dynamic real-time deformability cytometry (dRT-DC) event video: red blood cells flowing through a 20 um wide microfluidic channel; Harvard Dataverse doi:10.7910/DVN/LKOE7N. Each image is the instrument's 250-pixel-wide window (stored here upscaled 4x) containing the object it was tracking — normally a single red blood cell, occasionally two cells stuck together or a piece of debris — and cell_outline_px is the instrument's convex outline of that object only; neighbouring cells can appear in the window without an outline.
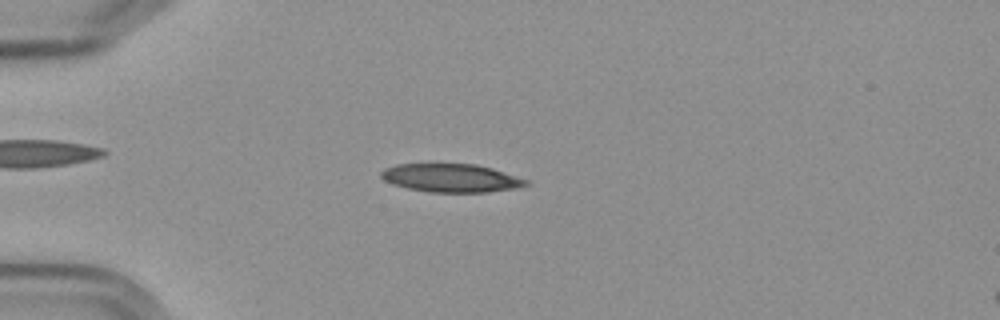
{"species": "Egyptian fruit bat (a non-hibernating species)", "species_latin": "Rousettus aegyptiacus", "temperature_condition": "cold", "stored_images_in_passage": 56, "camera_frame_rate_fps": 3000, "um_per_image_px": 0.085, "frame": {"image": 1, "passage_image": 15, "time_ms": 4.667, "image_size_px": [1000, 320], "cell_outline_px": [[528, 184], [516, 188], [488, 192], [432, 192], [408, 188], [384, 180], [380, 176], [380, 172], [384, 168], [396, 164], [476, 164], [492, 168], [528, 180]], "centroid_in_image_um": [38.34, 15.12], "position_along_channel_um": 46.7, "area_um2": 23.7}}
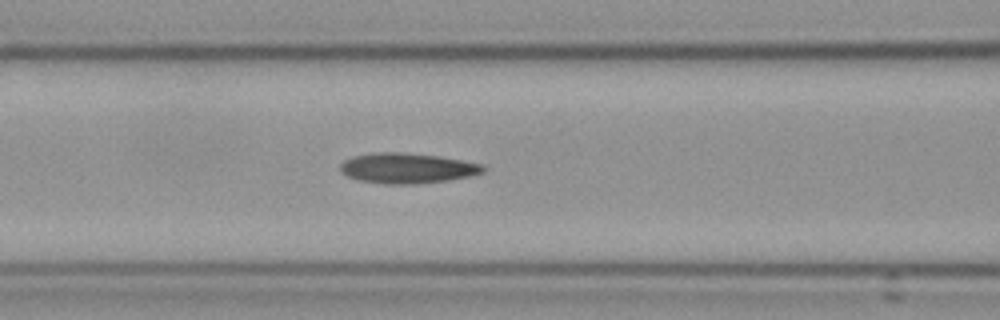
{"frame": {"image": 2, "passage_image": 24, "time_ms": 7.667, "image_size_px": [1000, 320], "cell_outline_px": [[484, 172], [468, 176], [448, 180], [412, 184], [388, 184], [360, 180], [348, 176], [340, 168], [340, 164], [344, 160], [352, 156], [376, 152], [404, 152], [436, 156], [484, 164]], "centroid_in_image_um": [34.6, 14.28], "position_along_channel_um": 132.0, "area_um2": 24.91}}
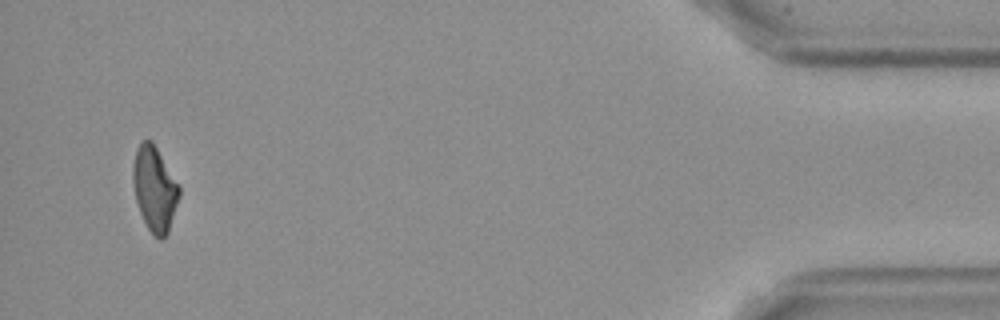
{"frame": {"image": 3, "passage_image": 54, "time_ms": 17.667, "image_size_px": [1000, 320], "cell_outline_px": [[180, 196], [168, 232], [160, 240], [148, 228], [140, 212], [136, 200], [132, 180], [132, 164], [136, 148], [144, 140], [152, 140], [180, 184]], "centroid_in_image_um": [13.15, 16.0], "position_along_channel_um": 422.1, "area_um2": 22.95}, "authors_computed_cell_mechanics": {"area_um2": 24.0159, "velocity_mm_per_s": 3.6084, "shape_relaxation_time_tau1_ms": 6.8877, "shape_relaxation_time_tau2_ms": 3.4757, "deformation_change_tau1": 0.1662, "deformation_change_tau2": 0.1175}}